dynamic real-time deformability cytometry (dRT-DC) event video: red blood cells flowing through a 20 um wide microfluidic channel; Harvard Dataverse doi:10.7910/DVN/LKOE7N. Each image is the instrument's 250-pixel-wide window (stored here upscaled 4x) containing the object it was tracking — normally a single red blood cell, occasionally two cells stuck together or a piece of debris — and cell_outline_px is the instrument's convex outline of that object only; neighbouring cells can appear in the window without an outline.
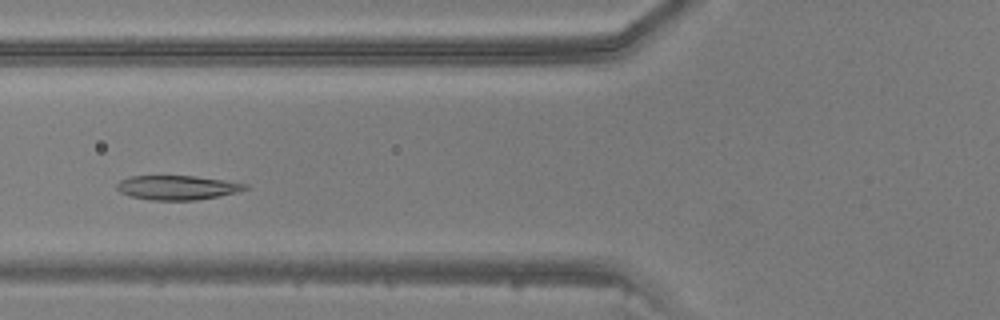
{"species": "common noctule bat (a hibernating species)", "species_latin": "Nyctalus noctula", "temperature_condition": "warm", "stored_images_in_passage": 41, "camera_frame_rate_fps": 3000, "um_per_image_px": 0.085, "animal": {"sex": "male", "body_mass_g": 20.5, "forearm_length_mm": 52.5}, "frame": {"image": 1, "passage_image": 12, "time_ms": 3.667, "image_size_px": [1000, 320], "cell_outline_px": [[248, 188], [220, 196], [196, 200], [152, 200], [128, 196], [120, 192], [116, 188], [116, 184], [120, 180], [132, 176], [196, 176], [248, 184]], "centroid_in_image_um": [15.02, 15.94], "position_along_channel_um": 110.8, "area_um2": 18.09}}
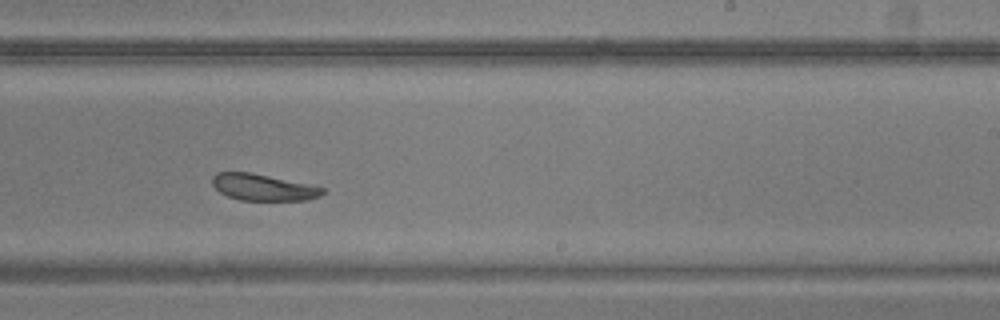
{"frame": {"image": 2, "passage_image": 23, "time_ms": 7.333, "image_size_px": [1000, 320], "cell_outline_px": [[324, 192], [320, 196], [308, 200], [240, 200], [228, 196], [220, 192], [212, 184], [212, 176], [216, 172], [252, 172], [308, 184], [324, 188]], "centroid_in_image_um": [22.35, 15.91], "position_along_channel_um": 266.7, "area_um2": 16.99}}
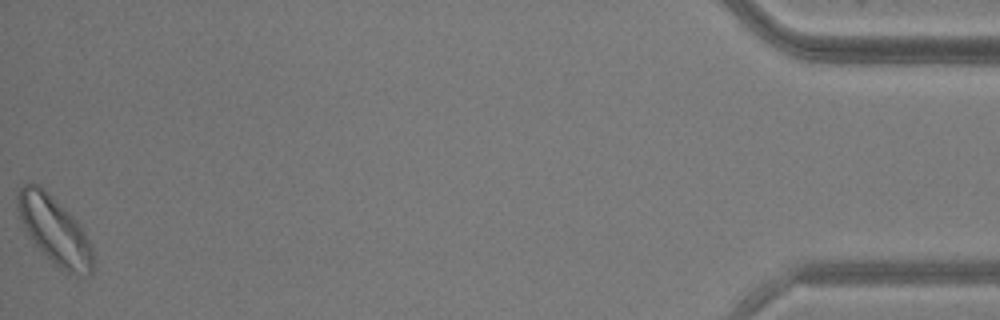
{"frame": {"image": 3, "passage_image": 41, "time_ms": 13.333, "image_size_px": [1000, 320], "cell_outline_px": [[96, 264], [92, 272], [88, 276], [80, 276], [68, 272], [60, 268], [20, 228], [16, 208], [16, 192], [28, 180], [40, 184], [80, 224], [92, 248], [96, 260]], "centroid_in_image_um": [4.6, 19.54], "position_along_channel_um": 430.6, "area_um2": 30.29}}